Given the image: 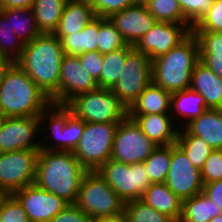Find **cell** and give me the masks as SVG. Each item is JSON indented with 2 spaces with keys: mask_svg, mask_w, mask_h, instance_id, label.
<instances>
[{
  "mask_svg": "<svg viewBox=\"0 0 222 222\" xmlns=\"http://www.w3.org/2000/svg\"><path fill=\"white\" fill-rule=\"evenodd\" d=\"M64 55L61 42L53 33H41L24 44L22 54L15 62L53 104H59L60 69Z\"/></svg>",
  "mask_w": 222,
  "mask_h": 222,
  "instance_id": "1",
  "label": "cell"
},
{
  "mask_svg": "<svg viewBox=\"0 0 222 222\" xmlns=\"http://www.w3.org/2000/svg\"><path fill=\"white\" fill-rule=\"evenodd\" d=\"M87 170L71 151L39 150L35 184L75 204Z\"/></svg>",
  "mask_w": 222,
  "mask_h": 222,
  "instance_id": "2",
  "label": "cell"
},
{
  "mask_svg": "<svg viewBox=\"0 0 222 222\" xmlns=\"http://www.w3.org/2000/svg\"><path fill=\"white\" fill-rule=\"evenodd\" d=\"M50 98L14 62L0 83V112L5 117L39 116Z\"/></svg>",
  "mask_w": 222,
  "mask_h": 222,
  "instance_id": "3",
  "label": "cell"
},
{
  "mask_svg": "<svg viewBox=\"0 0 222 222\" xmlns=\"http://www.w3.org/2000/svg\"><path fill=\"white\" fill-rule=\"evenodd\" d=\"M199 61V42L191 33L178 46L152 61V82L171 94L188 89L192 72Z\"/></svg>",
  "mask_w": 222,
  "mask_h": 222,
  "instance_id": "4",
  "label": "cell"
},
{
  "mask_svg": "<svg viewBox=\"0 0 222 222\" xmlns=\"http://www.w3.org/2000/svg\"><path fill=\"white\" fill-rule=\"evenodd\" d=\"M66 106L84 122L120 123L128 116V109L111 89L98 87L76 95Z\"/></svg>",
  "mask_w": 222,
  "mask_h": 222,
  "instance_id": "5",
  "label": "cell"
},
{
  "mask_svg": "<svg viewBox=\"0 0 222 222\" xmlns=\"http://www.w3.org/2000/svg\"><path fill=\"white\" fill-rule=\"evenodd\" d=\"M75 205L90 218L114 217L124 213L125 202L97 171H87Z\"/></svg>",
  "mask_w": 222,
  "mask_h": 222,
  "instance_id": "6",
  "label": "cell"
},
{
  "mask_svg": "<svg viewBox=\"0 0 222 222\" xmlns=\"http://www.w3.org/2000/svg\"><path fill=\"white\" fill-rule=\"evenodd\" d=\"M41 132L51 131L52 145L41 142L40 149L52 151H71L77 147L84 131V121L76 117L66 105L51 103L40 115ZM49 121V125L45 126ZM46 121V122H45ZM44 127V128H43ZM50 129V130H49ZM56 142V143H55ZM54 143V144H53Z\"/></svg>",
  "mask_w": 222,
  "mask_h": 222,
  "instance_id": "7",
  "label": "cell"
},
{
  "mask_svg": "<svg viewBox=\"0 0 222 222\" xmlns=\"http://www.w3.org/2000/svg\"><path fill=\"white\" fill-rule=\"evenodd\" d=\"M118 124L84 122V131L73 154L87 171H97L110 159Z\"/></svg>",
  "mask_w": 222,
  "mask_h": 222,
  "instance_id": "8",
  "label": "cell"
},
{
  "mask_svg": "<svg viewBox=\"0 0 222 222\" xmlns=\"http://www.w3.org/2000/svg\"><path fill=\"white\" fill-rule=\"evenodd\" d=\"M97 172L125 203L141 199L151 185L143 162L129 165L110 158Z\"/></svg>",
  "mask_w": 222,
  "mask_h": 222,
  "instance_id": "9",
  "label": "cell"
},
{
  "mask_svg": "<svg viewBox=\"0 0 222 222\" xmlns=\"http://www.w3.org/2000/svg\"><path fill=\"white\" fill-rule=\"evenodd\" d=\"M151 82L152 61L133 47L126 54L122 73L111 90L129 109Z\"/></svg>",
  "mask_w": 222,
  "mask_h": 222,
  "instance_id": "10",
  "label": "cell"
},
{
  "mask_svg": "<svg viewBox=\"0 0 222 222\" xmlns=\"http://www.w3.org/2000/svg\"><path fill=\"white\" fill-rule=\"evenodd\" d=\"M39 150L0 152V192L13 194L35 184Z\"/></svg>",
  "mask_w": 222,
  "mask_h": 222,
  "instance_id": "11",
  "label": "cell"
},
{
  "mask_svg": "<svg viewBox=\"0 0 222 222\" xmlns=\"http://www.w3.org/2000/svg\"><path fill=\"white\" fill-rule=\"evenodd\" d=\"M158 146L127 116L116 129L111 159L125 164L144 162Z\"/></svg>",
  "mask_w": 222,
  "mask_h": 222,
  "instance_id": "12",
  "label": "cell"
},
{
  "mask_svg": "<svg viewBox=\"0 0 222 222\" xmlns=\"http://www.w3.org/2000/svg\"><path fill=\"white\" fill-rule=\"evenodd\" d=\"M164 183L182 201L203 192L200 169L193 166L176 143L171 144L170 167Z\"/></svg>",
  "mask_w": 222,
  "mask_h": 222,
  "instance_id": "13",
  "label": "cell"
},
{
  "mask_svg": "<svg viewBox=\"0 0 222 222\" xmlns=\"http://www.w3.org/2000/svg\"><path fill=\"white\" fill-rule=\"evenodd\" d=\"M192 26L157 22L133 47L153 61L183 42L192 33Z\"/></svg>",
  "mask_w": 222,
  "mask_h": 222,
  "instance_id": "14",
  "label": "cell"
},
{
  "mask_svg": "<svg viewBox=\"0 0 222 222\" xmlns=\"http://www.w3.org/2000/svg\"><path fill=\"white\" fill-rule=\"evenodd\" d=\"M40 126L39 116L6 117L0 130V152L40 150L41 142H35Z\"/></svg>",
  "mask_w": 222,
  "mask_h": 222,
  "instance_id": "15",
  "label": "cell"
},
{
  "mask_svg": "<svg viewBox=\"0 0 222 222\" xmlns=\"http://www.w3.org/2000/svg\"><path fill=\"white\" fill-rule=\"evenodd\" d=\"M22 205L29 222H49L69 203L36 184L25 186L12 194Z\"/></svg>",
  "mask_w": 222,
  "mask_h": 222,
  "instance_id": "16",
  "label": "cell"
},
{
  "mask_svg": "<svg viewBox=\"0 0 222 222\" xmlns=\"http://www.w3.org/2000/svg\"><path fill=\"white\" fill-rule=\"evenodd\" d=\"M97 88V82L86 72L79 57L65 54L60 69L59 105H66L76 95Z\"/></svg>",
  "mask_w": 222,
  "mask_h": 222,
  "instance_id": "17",
  "label": "cell"
},
{
  "mask_svg": "<svg viewBox=\"0 0 222 222\" xmlns=\"http://www.w3.org/2000/svg\"><path fill=\"white\" fill-rule=\"evenodd\" d=\"M110 21L128 45L134 46L157 23L145 4L138 3L113 14Z\"/></svg>",
  "mask_w": 222,
  "mask_h": 222,
  "instance_id": "18",
  "label": "cell"
},
{
  "mask_svg": "<svg viewBox=\"0 0 222 222\" xmlns=\"http://www.w3.org/2000/svg\"><path fill=\"white\" fill-rule=\"evenodd\" d=\"M170 114L128 115L157 146L176 143L180 127L172 123ZM174 124V125H173ZM175 126V127H174Z\"/></svg>",
  "mask_w": 222,
  "mask_h": 222,
  "instance_id": "19",
  "label": "cell"
},
{
  "mask_svg": "<svg viewBox=\"0 0 222 222\" xmlns=\"http://www.w3.org/2000/svg\"><path fill=\"white\" fill-rule=\"evenodd\" d=\"M182 128L178 134L201 137L213 149H222V109L209 108Z\"/></svg>",
  "mask_w": 222,
  "mask_h": 222,
  "instance_id": "20",
  "label": "cell"
},
{
  "mask_svg": "<svg viewBox=\"0 0 222 222\" xmlns=\"http://www.w3.org/2000/svg\"><path fill=\"white\" fill-rule=\"evenodd\" d=\"M96 17L88 0H67L57 29L53 34L61 40L64 36L83 30Z\"/></svg>",
  "mask_w": 222,
  "mask_h": 222,
  "instance_id": "21",
  "label": "cell"
},
{
  "mask_svg": "<svg viewBox=\"0 0 222 222\" xmlns=\"http://www.w3.org/2000/svg\"><path fill=\"white\" fill-rule=\"evenodd\" d=\"M189 88L201 94L208 108L222 109V78L201 61L192 72Z\"/></svg>",
  "mask_w": 222,
  "mask_h": 222,
  "instance_id": "22",
  "label": "cell"
},
{
  "mask_svg": "<svg viewBox=\"0 0 222 222\" xmlns=\"http://www.w3.org/2000/svg\"><path fill=\"white\" fill-rule=\"evenodd\" d=\"M140 200L172 218L175 222H179L181 219L183 201L164 182L151 184L144 191Z\"/></svg>",
  "mask_w": 222,
  "mask_h": 222,
  "instance_id": "23",
  "label": "cell"
},
{
  "mask_svg": "<svg viewBox=\"0 0 222 222\" xmlns=\"http://www.w3.org/2000/svg\"><path fill=\"white\" fill-rule=\"evenodd\" d=\"M171 93L151 82L128 109V115L170 114Z\"/></svg>",
  "mask_w": 222,
  "mask_h": 222,
  "instance_id": "24",
  "label": "cell"
},
{
  "mask_svg": "<svg viewBox=\"0 0 222 222\" xmlns=\"http://www.w3.org/2000/svg\"><path fill=\"white\" fill-rule=\"evenodd\" d=\"M100 16L92 19L81 31L64 36L60 42L66 55L79 56L85 52L98 51Z\"/></svg>",
  "mask_w": 222,
  "mask_h": 222,
  "instance_id": "25",
  "label": "cell"
},
{
  "mask_svg": "<svg viewBox=\"0 0 222 222\" xmlns=\"http://www.w3.org/2000/svg\"><path fill=\"white\" fill-rule=\"evenodd\" d=\"M207 109L204 98L198 92L188 88L171 94L170 116L176 114L187 121L198 118ZM176 112V114H175ZM172 113V114H171Z\"/></svg>",
  "mask_w": 222,
  "mask_h": 222,
  "instance_id": "26",
  "label": "cell"
},
{
  "mask_svg": "<svg viewBox=\"0 0 222 222\" xmlns=\"http://www.w3.org/2000/svg\"><path fill=\"white\" fill-rule=\"evenodd\" d=\"M200 46V61L222 78V32H192Z\"/></svg>",
  "mask_w": 222,
  "mask_h": 222,
  "instance_id": "27",
  "label": "cell"
},
{
  "mask_svg": "<svg viewBox=\"0 0 222 222\" xmlns=\"http://www.w3.org/2000/svg\"><path fill=\"white\" fill-rule=\"evenodd\" d=\"M217 207L203 192L183 200L182 216L179 222H209L215 216L221 215Z\"/></svg>",
  "mask_w": 222,
  "mask_h": 222,
  "instance_id": "28",
  "label": "cell"
},
{
  "mask_svg": "<svg viewBox=\"0 0 222 222\" xmlns=\"http://www.w3.org/2000/svg\"><path fill=\"white\" fill-rule=\"evenodd\" d=\"M0 11L9 19L12 32H15L23 44L41 34L37 29L32 8H0Z\"/></svg>",
  "mask_w": 222,
  "mask_h": 222,
  "instance_id": "29",
  "label": "cell"
},
{
  "mask_svg": "<svg viewBox=\"0 0 222 222\" xmlns=\"http://www.w3.org/2000/svg\"><path fill=\"white\" fill-rule=\"evenodd\" d=\"M67 0H34L32 10L37 29L53 33L59 24Z\"/></svg>",
  "mask_w": 222,
  "mask_h": 222,
  "instance_id": "30",
  "label": "cell"
},
{
  "mask_svg": "<svg viewBox=\"0 0 222 222\" xmlns=\"http://www.w3.org/2000/svg\"><path fill=\"white\" fill-rule=\"evenodd\" d=\"M133 48L132 45H126L117 51L103 54V69L100 79L97 81L98 87L111 89L118 81L123 65L125 63L126 54Z\"/></svg>",
  "mask_w": 222,
  "mask_h": 222,
  "instance_id": "31",
  "label": "cell"
},
{
  "mask_svg": "<svg viewBox=\"0 0 222 222\" xmlns=\"http://www.w3.org/2000/svg\"><path fill=\"white\" fill-rule=\"evenodd\" d=\"M171 161V145L158 146L143 162L151 184L163 183Z\"/></svg>",
  "mask_w": 222,
  "mask_h": 222,
  "instance_id": "32",
  "label": "cell"
},
{
  "mask_svg": "<svg viewBox=\"0 0 222 222\" xmlns=\"http://www.w3.org/2000/svg\"><path fill=\"white\" fill-rule=\"evenodd\" d=\"M176 144L185 152L194 167L201 169L213 148L201 137L192 134H178Z\"/></svg>",
  "mask_w": 222,
  "mask_h": 222,
  "instance_id": "33",
  "label": "cell"
},
{
  "mask_svg": "<svg viewBox=\"0 0 222 222\" xmlns=\"http://www.w3.org/2000/svg\"><path fill=\"white\" fill-rule=\"evenodd\" d=\"M145 5L157 22L191 24L184 17L177 0H148Z\"/></svg>",
  "mask_w": 222,
  "mask_h": 222,
  "instance_id": "34",
  "label": "cell"
},
{
  "mask_svg": "<svg viewBox=\"0 0 222 222\" xmlns=\"http://www.w3.org/2000/svg\"><path fill=\"white\" fill-rule=\"evenodd\" d=\"M124 214L128 222H175L172 218L158 212L140 199L126 202Z\"/></svg>",
  "mask_w": 222,
  "mask_h": 222,
  "instance_id": "35",
  "label": "cell"
},
{
  "mask_svg": "<svg viewBox=\"0 0 222 222\" xmlns=\"http://www.w3.org/2000/svg\"><path fill=\"white\" fill-rule=\"evenodd\" d=\"M23 48L22 41L15 32H12L9 19L0 11V54L16 62L20 58Z\"/></svg>",
  "mask_w": 222,
  "mask_h": 222,
  "instance_id": "36",
  "label": "cell"
},
{
  "mask_svg": "<svg viewBox=\"0 0 222 222\" xmlns=\"http://www.w3.org/2000/svg\"><path fill=\"white\" fill-rule=\"evenodd\" d=\"M127 43L109 18L100 17L98 52L106 54L124 48Z\"/></svg>",
  "mask_w": 222,
  "mask_h": 222,
  "instance_id": "37",
  "label": "cell"
},
{
  "mask_svg": "<svg viewBox=\"0 0 222 222\" xmlns=\"http://www.w3.org/2000/svg\"><path fill=\"white\" fill-rule=\"evenodd\" d=\"M192 32H222V0H214L209 10L192 26Z\"/></svg>",
  "mask_w": 222,
  "mask_h": 222,
  "instance_id": "38",
  "label": "cell"
},
{
  "mask_svg": "<svg viewBox=\"0 0 222 222\" xmlns=\"http://www.w3.org/2000/svg\"><path fill=\"white\" fill-rule=\"evenodd\" d=\"M0 222H29L19 201L12 195H5L0 202Z\"/></svg>",
  "mask_w": 222,
  "mask_h": 222,
  "instance_id": "39",
  "label": "cell"
},
{
  "mask_svg": "<svg viewBox=\"0 0 222 222\" xmlns=\"http://www.w3.org/2000/svg\"><path fill=\"white\" fill-rule=\"evenodd\" d=\"M202 183L222 180V149H213L200 169Z\"/></svg>",
  "mask_w": 222,
  "mask_h": 222,
  "instance_id": "40",
  "label": "cell"
},
{
  "mask_svg": "<svg viewBox=\"0 0 222 222\" xmlns=\"http://www.w3.org/2000/svg\"><path fill=\"white\" fill-rule=\"evenodd\" d=\"M96 16L110 18L125 8L134 6L139 0H88Z\"/></svg>",
  "mask_w": 222,
  "mask_h": 222,
  "instance_id": "41",
  "label": "cell"
},
{
  "mask_svg": "<svg viewBox=\"0 0 222 222\" xmlns=\"http://www.w3.org/2000/svg\"><path fill=\"white\" fill-rule=\"evenodd\" d=\"M184 17L194 25L213 5L214 0H177Z\"/></svg>",
  "mask_w": 222,
  "mask_h": 222,
  "instance_id": "42",
  "label": "cell"
},
{
  "mask_svg": "<svg viewBox=\"0 0 222 222\" xmlns=\"http://www.w3.org/2000/svg\"><path fill=\"white\" fill-rule=\"evenodd\" d=\"M81 65L91 77L97 82L103 69V54L98 51L85 52L78 56Z\"/></svg>",
  "mask_w": 222,
  "mask_h": 222,
  "instance_id": "43",
  "label": "cell"
},
{
  "mask_svg": "<svg viewBox=\"0 0 222 222\" xmlns=\"http://www.w3.org/2000/svg\"><path fill=\"white\" fill-rule=\"evenodd\" d=\"M91 218L75 204H69L49 222H90Z\"/></svg>",
  "mask_w": 222,
  "mask_h": 222,
  "instance_id": "44",
  "label": "cell"
},
{
  "mask_svg": "<svg viewBox=\"0 0 222 222\" xmlns=\"http://www.w3.org/2000/svg\"><path fill=\"white\" fill-rule=\"evenodd\" d=\"M203 193L222 210V180L203 184Z\"/></svg>",
  "mask_w": 222,
  "mask_h": 222,
  "instance_id": "45",
  "label": "cell"
},
{
  "mask_svg": "<svg viewBox=\"0 0 222 222\" xmlns=\"http://www.w3.org/2000/svg\"><path fill=\"white\" fill-rule=\"evenodd\" d=\"M34 0H0V8H32Z\"/></svg>",
  "mask_w": 222,
  "mask_h": 222,
  "instance_id": "46",
  "label": "cell"
},
{
  "mask_svg": "<svg viewBox=\"0 0 222 222\" xmlns=\"http://www.w3.org/2000/svg\"><path fill=\"white\" fill-rule=\"evenodd\" d=\"M14 62L7 56L0 54V83L6 71L12 66Z\"/></svg>",
  "mask_w": 222,
  "mask_h": 222,
  "instance_id": "47",
  "label": "cell"
},
{
  "mask_svg": "<svg viewBox=\"0 0 222 222\" xmlns=\"http://www.w3.org/2000/svg\"><path fill=\"white\" fill-rule=\"evenodd\" d=\"M90 222H128L124 213L114 217H94Z\"/></svg>",
  "mask_w": 222,
  "mask_h": 222,
  "instance_id": "48",
  "label": "cell"
},
{
  "mask_svg": "<svg viewBox=\"0 0 222 222\" xmlns=\"http://www.w3.org/2000/svg\"><path fill=\"white\" fill-rule=\"evenodd\" d=\"M209 222H222V214L218 215V216H215Z\"/></svg>",
  "mask_w": 222,
  "mask_h": 222,
  "instance_id": "49",
  "label": "cell"
},
{
  "mask_svg": "<svg viewBox=\"0 0 222 222\" xmlns=\"http://www.w3.org/2000/svg\"><path fill=\"white\" fill-rule=\"evenodd\" d=\"M5 118L6 117L0 112V130H1V127L3 125V122H4Z\"/></svg>",
  "mask_w": 222,
  "mask_h": 222,
  "instance_id": "50",
  "label": "cell"
},
{
  "mask_svg": "<svg viewBox=\"0 0 222 222\" xmlns=\"http://www.w3.org/2000/svg\"><path fill=\"white\" fill-rule=\"evenodd\" d=\"M6 194H4L3 192H0V202L2 200V198L5 196Z\"/></svg>",
  "mask_w": 222,
  "mask_h": 222,
  "instance_id": "51",
  "label": "cell"
},
{
  "mask_svg": "<svg viewBox=\"0 0 222 222\" xmlns=\"http://www.w3.org/2000/svg\"><path fill=\"white\" fill-rule=\"evenodd\" d=\"M148 0H139V3L145 4Z\"/></svg>",
  "mask_w": 222,
  "mask_h": 222,
  "instance_id": "52",
  "label": "cell"
}]
</instances>
